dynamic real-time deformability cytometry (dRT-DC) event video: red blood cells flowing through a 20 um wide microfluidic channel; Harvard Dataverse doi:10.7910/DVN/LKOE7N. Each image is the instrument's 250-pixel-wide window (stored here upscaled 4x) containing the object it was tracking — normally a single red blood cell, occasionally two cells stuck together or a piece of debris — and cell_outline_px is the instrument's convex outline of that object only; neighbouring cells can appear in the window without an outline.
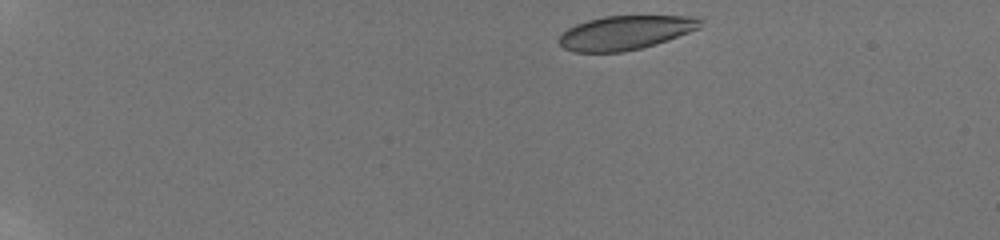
{"species": "human", "species_latin": "Homo sapiens", "temperature_condition": "room temperature", "stored_images_in_passage": 19, "camera_frame_rate_fps": 3000, "um_per_image_px": 0.085, "donor": {"sex": "male"}, "frame": {"image": 1, "passage_image": 1, "time_ms": 0.0, "image_size_px": [1000, 240], "cell_outline_px": [[704, 20], [700, 28], [656, 44], [624, 52], [576, 52], [564, 48], [560, 44], [560, 36], [568, 28], [576, 24], [588, 20], [604, 16], [688, 16]], "centroid_in_image_um": [53.17, 2.77], "position_along_channel_um": 31.8, "area_um2": 27.8}}
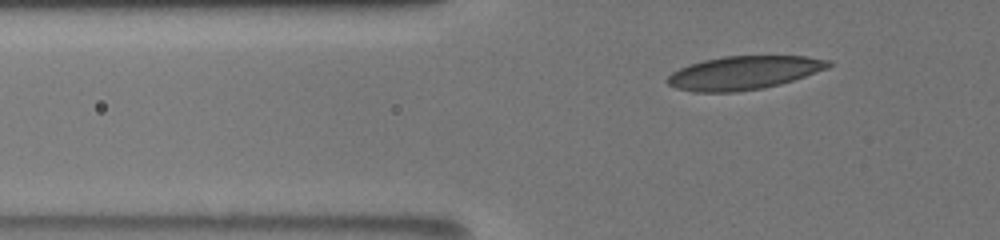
{"frame": {"image": 2, "passage_image": 11, "time_ms": 3.333, "image_size_px": [1000, 240], "cell_outline_px": [[832, 64], [828, 68], [780, 84], [764, 88], [736, 92], [692, 92], [676, 88], [668, 84], [668, 76], [672, 72], [688, 64], [704, 60], [724, 56], [808, 56], [832, 60]], "centroid_in_image_um": [63.23, 6.18], "position_along_channel_um": 62.6, "area_um2": 31.44}}
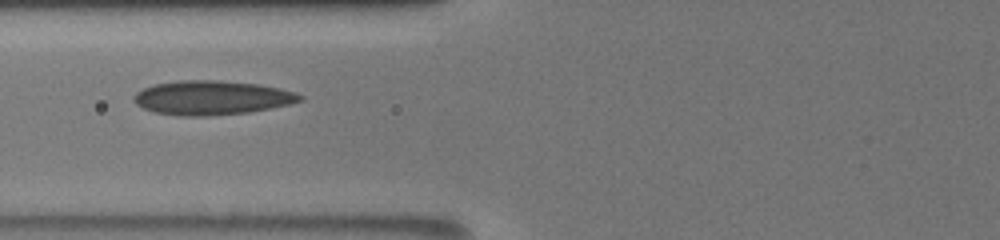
{"frame": {"image": 3, "passage_image": 15, "time_ms": 5.0, "image_size_px": [1000, 240], "cell_outline_px": [[304, 100], [288, 104], [248, 112], [208, 116], [180, 116], [152, 112], [136, 104], [132, 100], [132, 96], [136, 92], [144, 88], [156, 84], [180, 80], [220, 80], [260, 84], [280, 88], [296, 92], [304, 96]], "centroid_in_image_um": [17.99, 8.3], "position_along_channel_um": 107.8, "area_um2": 33.23}}